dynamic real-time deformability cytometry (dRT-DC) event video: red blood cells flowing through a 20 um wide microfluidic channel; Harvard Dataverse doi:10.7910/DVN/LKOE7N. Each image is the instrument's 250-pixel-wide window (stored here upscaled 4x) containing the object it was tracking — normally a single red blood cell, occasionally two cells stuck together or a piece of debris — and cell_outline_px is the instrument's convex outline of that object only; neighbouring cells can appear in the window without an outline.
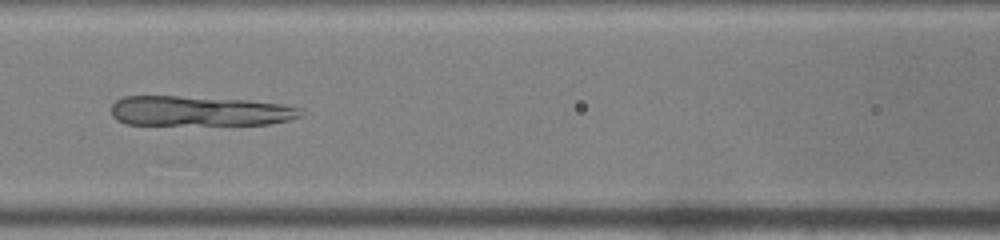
{"species": "common noctule bat (a hibernating species)", "species_latin": "Nyctalus noctula", "temperature_condition": "warm", "stored_images_in_passage": 35, "camera_frame_rate_fps": 3000, "um_per_image_px": 0.085, "animal": {"sex": "male", "body_mass_g": 19.0, "forearm_length_mm": 50.8}, "frame": {"image": 1, "passage_image": 21, "time_ms": 6.667, "image_size_px": [1000, 240], "cell_outline_px": [[300, 116], [288, 120], [268, 124], [128, 124], [116, 120], [112, 116], [112, 104], [116, 100], [124, 96], [176, 96], [248, 100], [280, 104], [300, 108]], "centroid_in_image_um": [16.9, 9.43], "position_along_channel_um": 149.7, "area_um2": 32.71}}
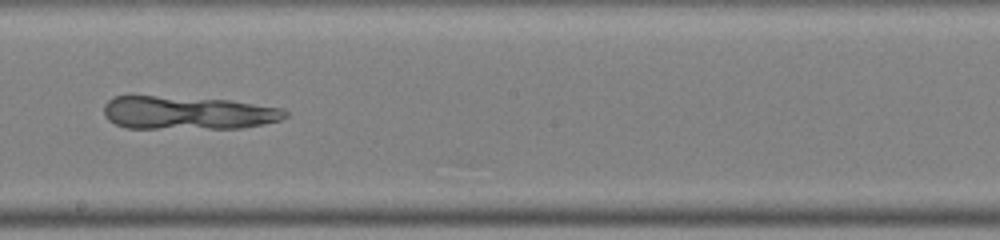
{"frame": {"image": 2, "passage_image": 27, "time_ms": 8.667, "image_size_px": [1000, 240], "cell_outline_px": [[288, 116], [280, 120], [264, 124], [244, 128], [124, 128], [108, 120], [104, 116], [104, 104], [112, 96], [156, 96], [228, 100], [284, 108], [288, 112]], "centroid_in_image_um": [15.96, 9.59], "position_along_channel_um": 232.2, "area_um2": 35.32}}
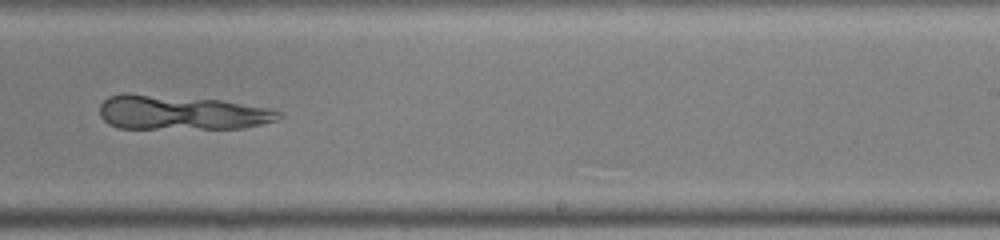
{"frame": {"image": 3, "passage_image": 30, "time_ms": 9.667, "image_size_px": [1000, 240], "cell_outline_px": [[284, 116], [276, 120], [244, 128], [120, 128], [108, 124], [100, 116], [100, 104], [108, 96], [124, 92], [220, 100], [272, 108], [280, 112]], "centroid_in_image_um": [15.39, 9.56], "position_along_channel_um": 273.6, "area_um2": 36.07}}